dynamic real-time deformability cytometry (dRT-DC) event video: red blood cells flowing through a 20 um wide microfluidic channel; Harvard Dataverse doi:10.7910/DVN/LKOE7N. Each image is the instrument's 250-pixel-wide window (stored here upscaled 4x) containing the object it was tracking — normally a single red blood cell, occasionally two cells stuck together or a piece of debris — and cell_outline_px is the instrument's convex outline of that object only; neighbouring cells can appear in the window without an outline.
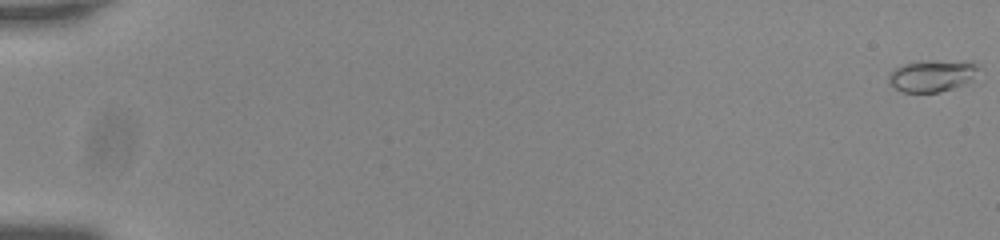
{"species": "common noctule bat (a hibernating species)", "species_latin": "Nyctalus noctula", "temperature_condition": "room temperature", "stored_images_in_passage": 57, "camera_frame_rate_fps": 3000, "um_per_image_px": 0.085, "animal": {"sex": "male", "body_mass_g": 20.0, "forearm_length_mm": 53.3}, "frame": {"image": 1, "passage_image": 1, "time_ms": 0.0, "image_size_px": [1000, 240], "cell_outline_px": [[980, 68], [972, 80], [964, 84], [940, 92], [904, 92], [888, 84], [888, 76], [896, 68], [904, 64], [920, 60], [932, 60], [972, 64]], "centroid_in_image_um": [79.17, 6.45], "position_along_channel_um": 5.8, "area_um2": 16.3}}
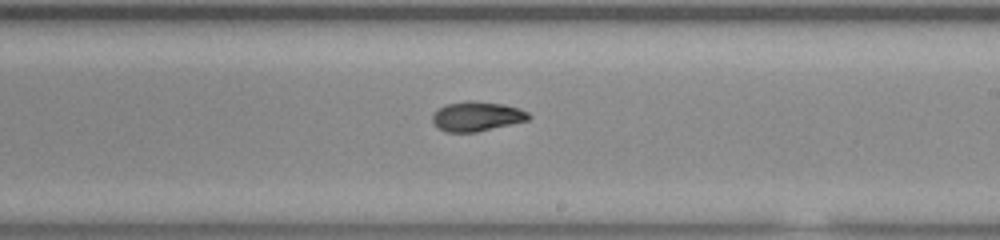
{"frame": {"image": 2, "passage_image": 36, "time_ms": 11.667, "image_size_px": [1000, 240], "cell_outline_px": [[532, 116], [528, 120], [512, 124], [476, 132], [444, 132], [436, 128], [432, 124], [432, 116], [440, 108], [448, 104], [468, 100], [472, 100], [504, 104], [520, 108], [528, 112]], "centroid_in_image_um": [40.53, 9.9], "position_along_channel_um": 248.5, "area_um2": 16.76}}
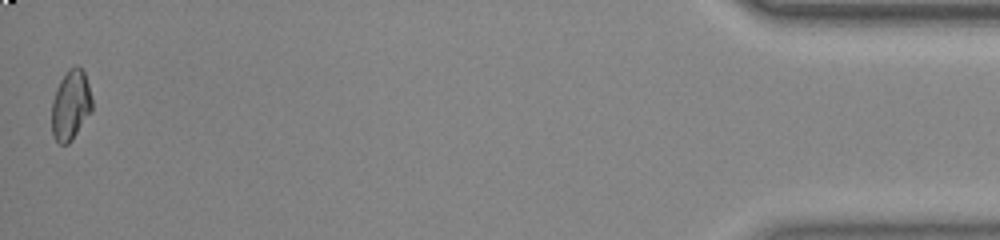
{"frame": {"image": 3, "passage_image": 57, "time_ms": 18.667, "image_size_px": [1000, 240], "cell_outline_px": [[92, 108], [72, 140], [68, 144], [60, 144], [56, 140], [52, 132], [52, 100], [56, 88], [60, 80], [68, 68], [76, 64], [84, 72], [88, 84], [92, 100]], "centroid_in_image_um": [5.99, 8.9], "position_along_channel_um": 429.2, "area_um2": 16.3}, "authors_computed_cell_mechanics": {"area_um2": 16.3574, "velocity_mm_per_s": 3.7576, "shape_relaxation_time_tau1_ms": 5.2393, "shape_relaxation_time_tau2_ms": 0.9811, "deformation_change_tau1": 0.1719, "deformation_change_tau2": 0.039}}